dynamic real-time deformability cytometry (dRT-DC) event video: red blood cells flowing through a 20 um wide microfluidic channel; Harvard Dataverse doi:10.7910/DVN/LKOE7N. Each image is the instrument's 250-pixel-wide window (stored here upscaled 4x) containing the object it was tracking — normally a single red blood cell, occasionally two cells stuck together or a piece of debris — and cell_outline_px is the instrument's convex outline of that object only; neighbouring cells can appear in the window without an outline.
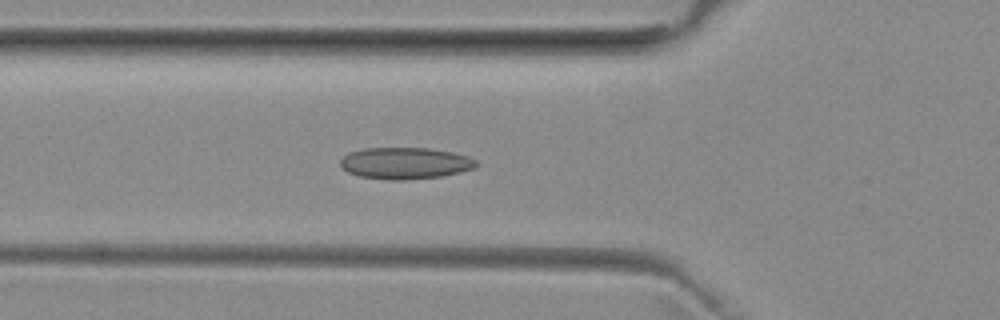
{"species": "common noctule bat (a hibernating species)", "species_latin": "Nyctalus noctula", "temperature_condition": "room temperature", "stored_images_in_passage": 52, "camera_frame_rate_fps": 3000, "um_per_image_px": 0.085, "animal": {"sex": "female", "body_mass_g": 29.2, "forearm_length_mm": 56.3}, "frame": {"image": 1, "passage_image": 18, "time_ms": 5.667, "image_size_px": [1000, 320], "cell_outline_px": [[480, 164], [476, 168], [460, 172], [440, 176], [404, 180], [392, 180], [360, 176], [348, 172], [340, 164], [340, 160], [348, 152], [364, 148], [428, 148], [452, 152], [468, 156], [476, 160]], "centroid_in_image_um": [34.47, 13.86], "position_along_channel_um": 91.3, "area_um2": 25.03}}
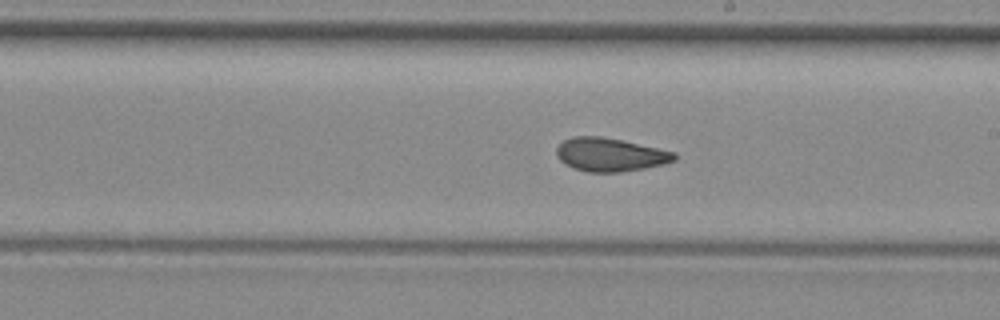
{"frame": {"image": 2, "passage_image": 29, "time_ms": 9.333, "image_size_px": [1000, 320], "cell_outline_px": [[676, 160], [664, 164], [644, 168], [620, 172], [588, 172], [572, 168], [564, 164], [556, 156], [556, 148], [564, 140], [572, 136], [600, 136], [620, 140], [676, 152]], "centroid_in_image_um": [51.83, 13.15], "position_along_channel_um": 237.2, "area_um2": 22.95}}
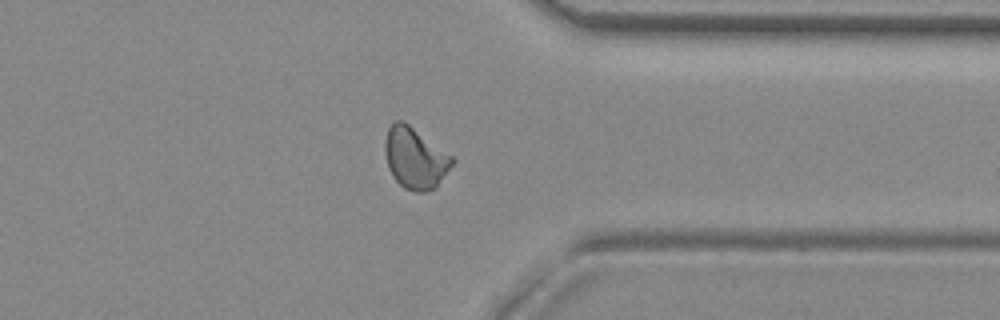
{"frame": {"image": 3, "passage_image": 40, "time_ms": 13.0, "image_size_px": [1000, 320], "cell_outline_px": [[456, 160], [436, 188], [424, 192], [416, 192], [404, 188], [392, 176], [388, 168], [384, 152], [384, 140], [388, 128], [396, 120], [400, 120], [408, 124], [452, 156]], "centroid_in_image_um": [35.27, 13.46], "position_along_channel_um": 376.1, "area_um2": 23.93}, "authors_computed_cell_mechanics": {"area_um2": 23.409, "velocity_mm_per_s": 3.974, "shape_relaxation_time_tau1_ms": null, "shape_relaxation_time_tau2_ms": 1.7062, "deformation_change_tau1": null, "deformation_change_tau2": 0.0735}}